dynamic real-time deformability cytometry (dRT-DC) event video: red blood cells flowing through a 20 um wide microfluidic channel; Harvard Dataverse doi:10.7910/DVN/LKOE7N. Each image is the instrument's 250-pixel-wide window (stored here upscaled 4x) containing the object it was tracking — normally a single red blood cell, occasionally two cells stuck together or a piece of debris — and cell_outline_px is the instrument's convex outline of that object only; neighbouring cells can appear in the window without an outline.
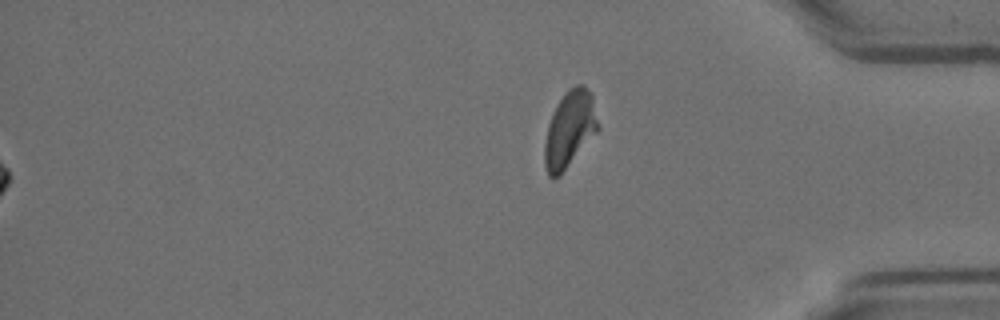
{"species": "Egyptian fruit bat (a non-hibernating species)", "species_latin": "Rousettus aegyptiacus", "temperature_condition": "room temperature", "stored_images_in_passage": 57, "segment_of_instrument_passage": [2, 2], "camera_frame_rate_fps": 3000, "um_per_image_px": 0.085, "animal": {"sex": "female"}, "frame": {"image": 1, "passage_image": 57, "time_ms": 18.667, "image_size_px": [1000, 320], "cell_outline_px": [[600, 128], [560, 176], [548, 176], [544, 164], [544, 144], [548, 124], [552, 112], [564, 92], [568, 88], [576, 84], [584, 84], [588, 88], [592, 96]], "centroid_in_image_um": [48.41, 10.96], "position_along_channel_um": 386.8, "area_um2": 23.93}}